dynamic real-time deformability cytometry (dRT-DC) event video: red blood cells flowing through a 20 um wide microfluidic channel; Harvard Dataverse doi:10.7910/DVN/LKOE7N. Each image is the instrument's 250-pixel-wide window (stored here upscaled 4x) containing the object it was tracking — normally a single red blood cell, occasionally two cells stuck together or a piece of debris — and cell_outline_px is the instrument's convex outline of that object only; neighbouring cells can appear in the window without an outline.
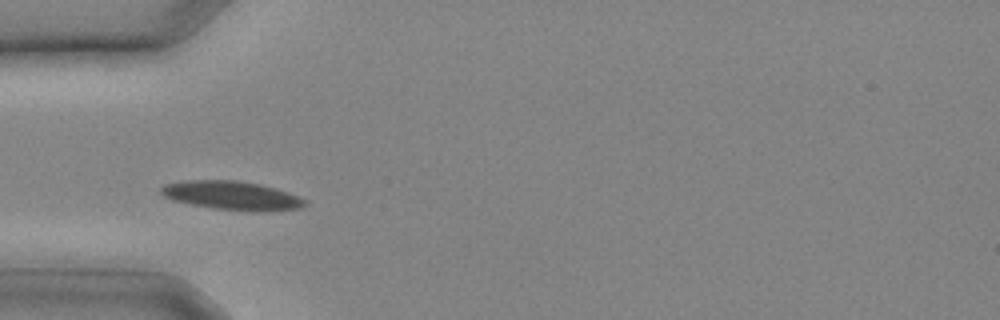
{"species": "common noctule bat (a hibernating species)", "species_latin": "Nyctalus noctula", "temperature_condition": "cold", "stored_images_in_passage": 8, "camera_frame_rate_fps": 3000, "um_per_image_px": 0.085, "animal": {"sex": "male", "body_mass_g": 20.4}, "frame": {"image": 1, "passage_image": 5, "time_ms": 1.333, "image_size_px": [1000, 320], "cell_outline_px": [[308, 204], [300, 208], [212, 208], [172, 200], [164, 196], [160, 192], [160, 188], [164, 184], [184, 180], [236, 180], [260, 184], [276, 188], [288, 192], [308, 200]], "centroid_in_image_um": [19.61, 16.55], "position_along_channel_um": 65.4, "area_um2": 23.0}}
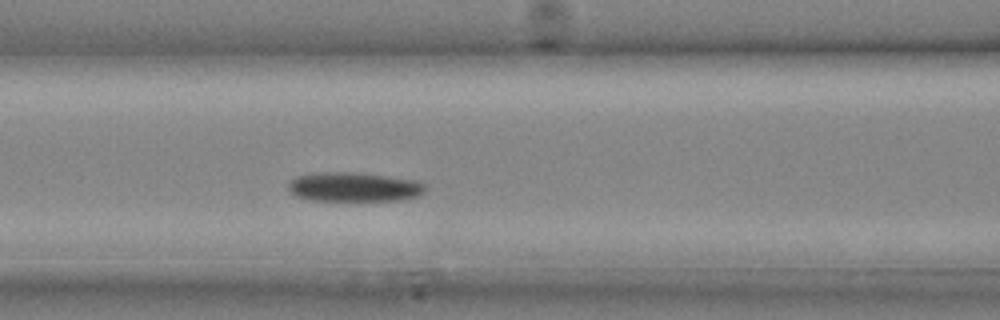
{"frame": {"image": 2, "passage_image": 8, "time_ms": 2.333, "image_size_px": [1000, 320], "cell_outline_px": [[428, 188], [420, 196], [400, 200], [312, 200], [296, 196], [288, 188], [288, 184], [296, 176], [316, 172], [356, 172], [416, 180], [424, 184]], "centroid_in_image_um": [30.12, 15.88], "position_along_channel_um": 136.5, "area_um2": 23.41}}